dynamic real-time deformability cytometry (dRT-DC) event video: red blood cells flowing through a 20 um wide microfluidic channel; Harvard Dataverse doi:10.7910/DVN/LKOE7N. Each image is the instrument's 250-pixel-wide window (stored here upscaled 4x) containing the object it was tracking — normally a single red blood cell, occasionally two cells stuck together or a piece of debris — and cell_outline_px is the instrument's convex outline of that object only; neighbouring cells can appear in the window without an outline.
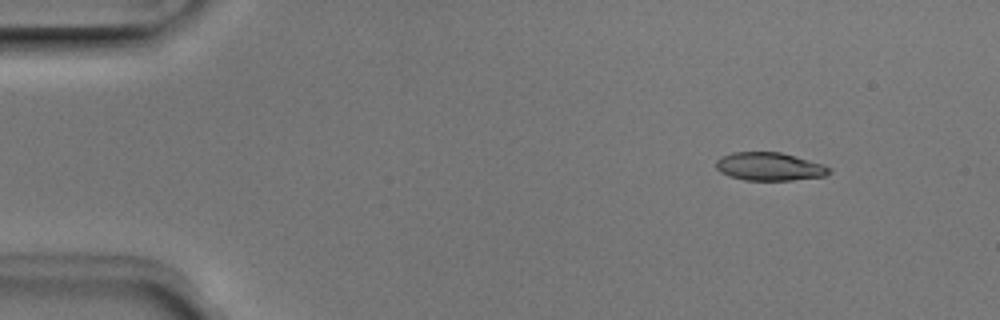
{"species": "Egyptian fruit bat (a non-hibernating species)", "species_latin": "Rousettus aegyptiacus", "temperature_condition": "room temperature", "stored_images_in_passage": 8, "camera_frame_rate_fps": 3000, "um_per_image_px": 0.085, "animal": {"sex": "male"}, "frame": {"image": 1, "passage_image": 2, "time_ms": 0.333, "image_size_px": [1000, 320], "cell_outline_px": [[832, 172], [824, 176], [792, 180], [744, 180], [720, 172], [716, 168], [716, 160], [720, 156], [732, 152], [780, 152], [796, 156], [832, 168]], "centroid_in_image_um": [65.39, 14.15], "position_along_channel_um": 19.6, "area_um2": 18.5}}
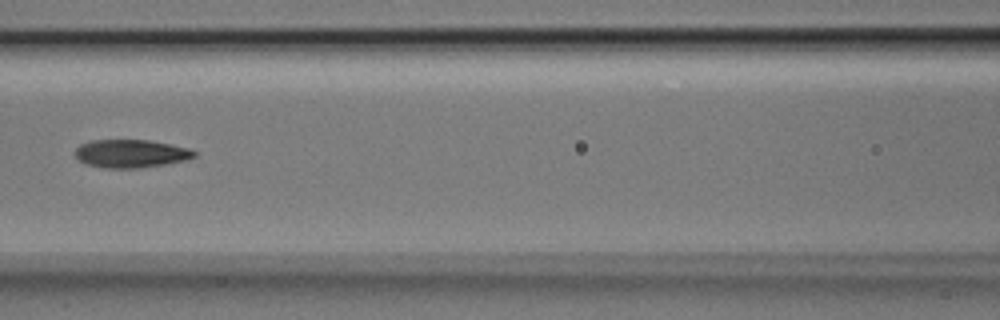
{"frame": {"image": 2, "passage_image": 7, "time_ms": 2.0, "image_size_px": [1000, 320], "cell_outline_px": [[196, 156], [188, 160], [140, 168], [104, 168], [84, 164], [76, 156], [76, 148], [80, 144], [92, 140], [148, 140], [188, 148], [196, 152]], "centroid_in_image_um": [11.12, 13.06], "position_along_channel_um": 155.5, "area_um2": 19.48}}
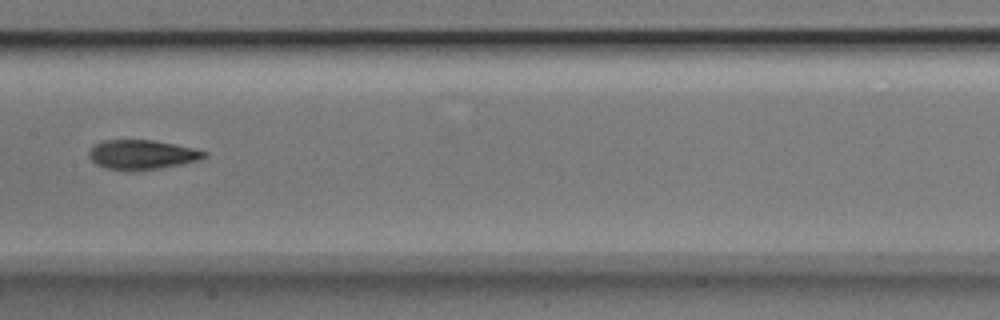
{"frame": {"image": 3, "passage_image": 8, "time_ms": 2.333, "image_size_px": [1000, 320], "cell_outline_px": [[208, 156], [200, 160], [160, 168], [132, 172], [128, 172], [108, 168], [96, 164], [88, 156], [88, 152], [92, 144], [100, 140], [152, 140], [176, 144], [208, 152]], "centroid_in_image_um": [12.04, 13.15], "position_along_channel_um": 195.4, "area_um2": 20.17}}